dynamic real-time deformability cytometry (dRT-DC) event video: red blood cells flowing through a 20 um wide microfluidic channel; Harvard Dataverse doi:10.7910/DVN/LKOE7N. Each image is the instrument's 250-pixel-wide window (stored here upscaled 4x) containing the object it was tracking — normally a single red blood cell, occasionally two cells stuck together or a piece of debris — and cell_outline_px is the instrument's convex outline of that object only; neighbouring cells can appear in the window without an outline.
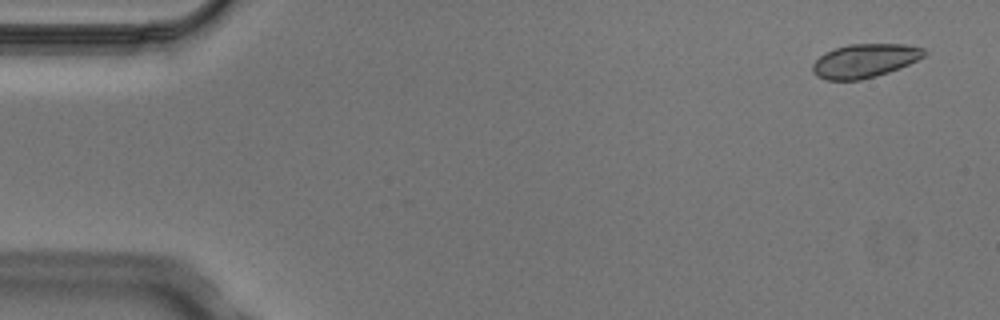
{"species": "Egyptian fruit bat (a non-hibernating species)", "species_latin": "Rousettus aegyptiacus", "temperature_condition": "cold", "stored_images_in_passage": 7, "camera_frame_rate_fps": 3000, "um_per_image_px": 0.085, "animal": {"sex": "male"}, "frame": {"image": 1, "passage_image": 1, "time_ms": 0.0, "image_size_px": [1000, 320], "cell_outline_px": [[928, 52], [924, 56], [908, 64], [888, 72], [876, 76], [860, 80], [828, 80], [816, 76], [812, 72], [812, 64], [824, 52], [848, 44], [904, 44], [924, 48]], "centroid_in_image_um": [73.48, 5.16], "position_along_channel_um": 11.5, "area_um2": 21.91}}
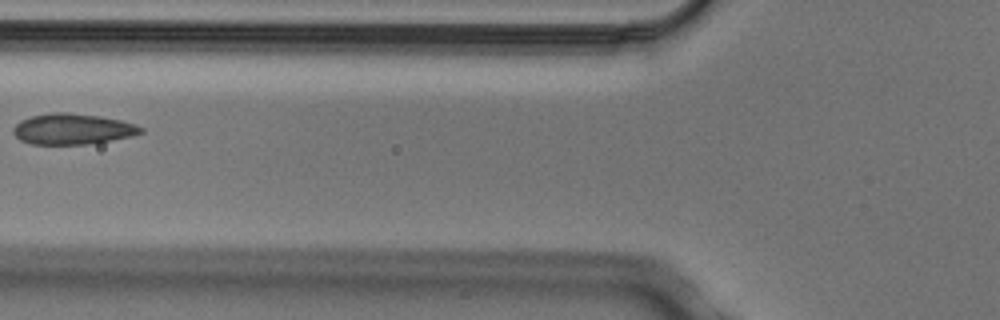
{"frame": {"image": 2, "passage_image": 6, "time_ms": 1.667, "image_size_px": [1000, 320], "cell_outline_px": [[144, 132], [132, 136], [84, 144], [32, 144], [20, 140], [12, 132], [12, 128], [20, 120], [32, 116], [52, 112], [68, 112], [100, 116], [120, 120], [136, 124], [144, 128]], "centroid_in_image_um": [6.16, 10.95], "position_along_channel_um": 119.6, "area_um2": 22.83}}
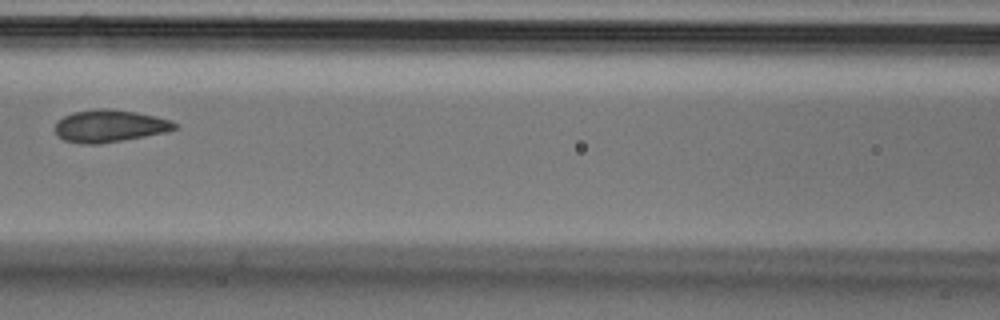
{"frame": {"image": 3, "passage_image": 7, "time_ms": 2.0, "image_size_px": [1000, 320], "cell_outline_px": [[176, 128], [164, 132], [144, 136], [96, 144], [80, 144], [64, 140], [56, 136], [56, 120], [72, 112], [96, 108], [104, 108], [136, 112], [156, 116], [172, 120], [176, 124]], "centroid_in_image_um": [9.26, 10.7], "position_along_channel_um": 157.3, "area_um2": 22.43}}